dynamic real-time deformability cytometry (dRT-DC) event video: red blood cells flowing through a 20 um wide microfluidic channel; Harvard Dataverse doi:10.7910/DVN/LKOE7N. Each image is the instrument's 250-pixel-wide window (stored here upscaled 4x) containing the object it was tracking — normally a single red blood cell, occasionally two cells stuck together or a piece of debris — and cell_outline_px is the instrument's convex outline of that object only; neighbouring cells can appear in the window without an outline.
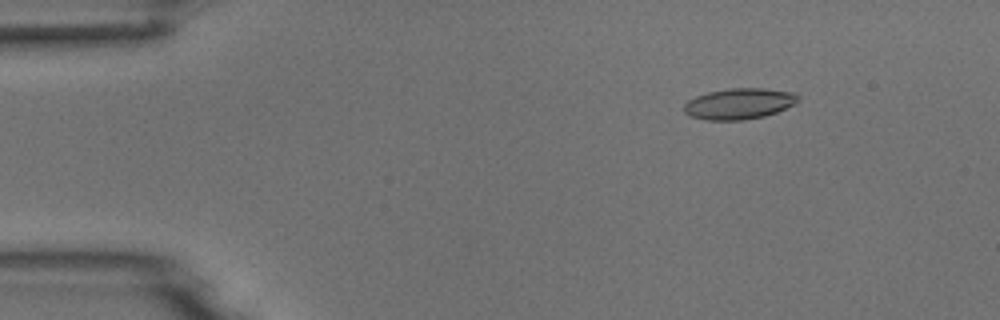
{"species": "common noctule bat (a hibernating species)", "species_latin": "Nyctalus noctula", "temperature_condition": "room temperature", "stored_images_in_passage": 4, "camera_frame_rate_fps": 3000, "um_per_image_px": 0.085, "animal": {"sex": "male", "body_mass_g": 18.8}, "frame": {"image": 1, "passage_image": 2, "time_ms": 0.333, "image_size_px": [1000, 320], "cell_outline_px": [[800, 100], [776, 112], [764, 116], [744, 120], [704, 120], [688, 116], [684, 112], [684, 104], [688, 100], [696, 96], [708, 92], [728, 88], [764, 88], [796, 92], [800, 96]], "centroid_in_image_um": [62.81, 8.81], "position_along_channel_um": 22.2, "area_um2": 20.75}}